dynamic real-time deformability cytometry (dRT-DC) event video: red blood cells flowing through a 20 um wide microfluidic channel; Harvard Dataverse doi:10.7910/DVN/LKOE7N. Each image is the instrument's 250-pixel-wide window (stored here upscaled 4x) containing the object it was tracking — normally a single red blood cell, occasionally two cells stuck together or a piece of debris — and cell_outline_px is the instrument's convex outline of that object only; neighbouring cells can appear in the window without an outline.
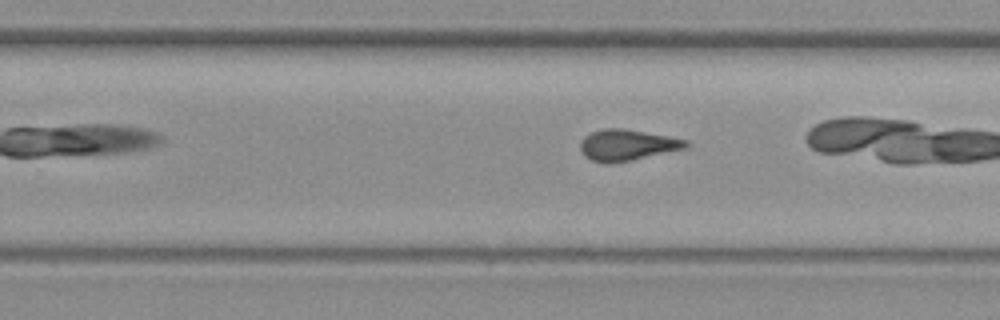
{"species": "common noctule bat (a hibernating species)", "species_latin": "Nyctalus noctula", "temperature_condition": "warm", "stored_images_in_passage": 33, "camera_frame_rate_fps": 3000, "um_per_image_px": 0.085, "animal": {"sex": "female", "body_mass_g": 19.3, "forearm_length_mm": 54.1}, "frame": {"image": 1, "passage_image": 24, "time_ms": 7.667, "image_size_px": [1000, 320], "cell_outline_px": [[688, 144], [684, 148], [632, 160], [612, 164], [592, 160], [584, 156], [580, 148], [580, 144], [584, 136], [592, 132], [604, 128], [620, 128], [688, 140]], "centroid_in_image_um": [53.25, 12.33], "position_along_channel_um": 276.6, "area_um2": 18.73}}
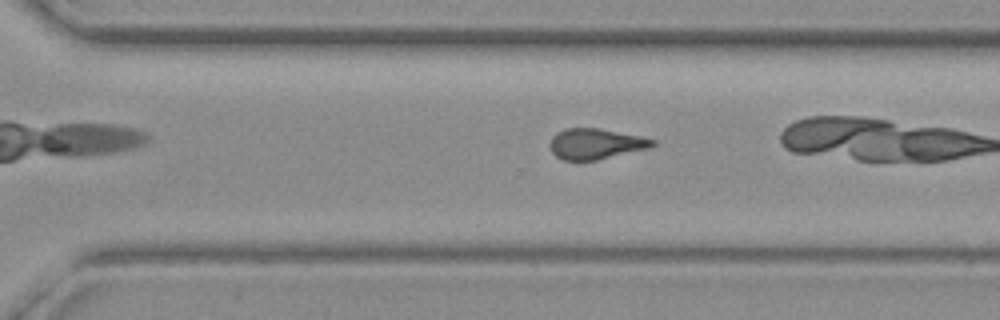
{"frame": {"image": 2, "passage_image": 28, "time_ms": 9.0, "image_size_px": [1000, 320], "cell_outline_px": [[656, 144], [648, 148], [596, 160], [564, 160], [556, 156], [552, 152], [552, 136], [556, 132], [564, 128], [600, 128], [640, 136], [656, 140]], "centroid_in_image_um": [50.64, 12.21], "position_along_channel_um": 320.0, "area_um2": 18.09}}